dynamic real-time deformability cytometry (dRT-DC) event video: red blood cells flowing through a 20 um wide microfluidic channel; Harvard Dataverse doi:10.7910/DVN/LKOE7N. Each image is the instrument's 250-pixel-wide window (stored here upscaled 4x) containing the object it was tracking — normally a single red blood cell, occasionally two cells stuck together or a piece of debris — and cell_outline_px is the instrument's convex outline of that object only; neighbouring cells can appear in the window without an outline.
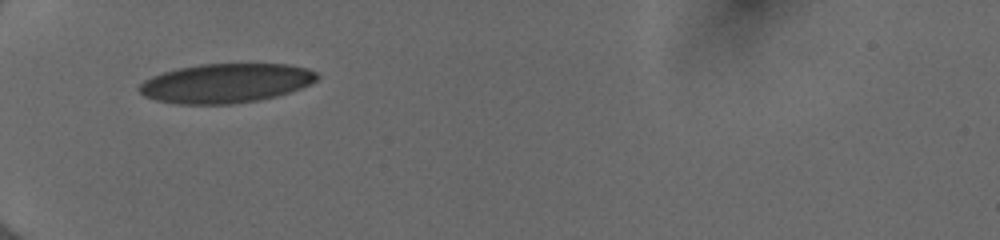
{"species": "human", "species_latin": "Homo sapiens", "temperature_condition": "cold", "stored_images_in_passage": 34, "camera_frame_rate_fps": 3000, "um_per_image_px": 0.085, "donor": {"sex": "female"}, "frame": {"image": 1, "passage_image": 1, "time_ms": 0.0, "image_size_px": [1000, 240], "cell_outline_px": [[320, 76], [316, 80], [300, 88], [276, 96], [260, 100], [232, 104], [176, 104], [156, 100], [144, 96], [136, 88], [144, 80], [152, 76], [164, 72], [180, 68], [200, 64], [288, 64], [308, 68], [316, 72]], "centroid_in_image_um": [19.18, 7.07], "position_along_channel_um": 65.8, "area_um2": 40.69}}
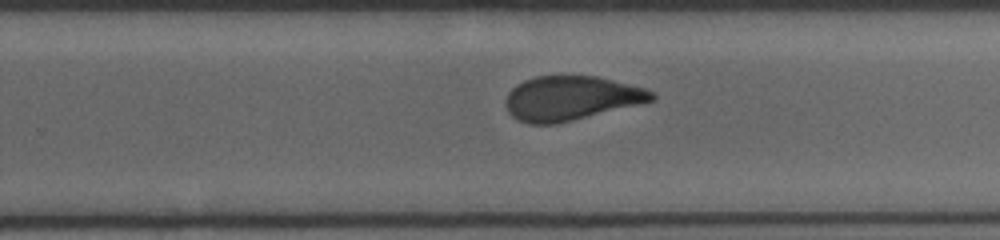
{"frame": {"image": 2, "passage_image": 18, "time_ms": 5.667, "image_size_px": [1000, 240], "cell_outline_px": [[656, 96], [652, 100], [556, 124], [528, 124], [516, 120], [508, 112], [504, 104], [504, 100], [508, 92], [516, 84], [524, 80], [536, 76], [596, 76], [644, 88], [652, 92]], "centroid_in_image_um": [48.42, 8.35], "position_along_channel_um": 281.4, "area_um2": 37.34}}
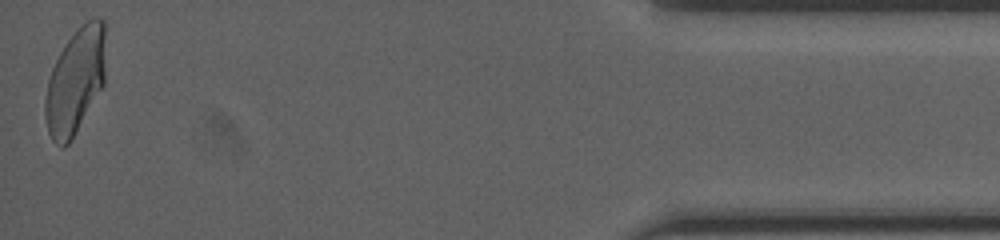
{"frame": {"image": 3, "passage_image": 34, "time_ms": 11.0, "image_size_px": [1000, 240], "cell_outline_px": [[104, 84], [68, 144], [64, 148], [60, 148], [52, 140], [48, 132], [44, 116], [44, 100], [48, 80], [52, 68], [60, 52], [76, 28], [92, 16], [100, 16], [104, 20]], "centroid_in_image_um": [6.38, 6.87], "position_along_channel_um": 428.8, "area_um2": 37.17}, "authors_computed_cell_mechanics": {"area_um2": 38.8416, "velocity_mm_per_s": 3.9946, "shape_relaxation_time_tau1_ms": 8.1352, "shape_relaxation_time_tau2_ms": 0.9046, "deformation_change_tau1": 0.2023, "deformation_change_tau2": 0.0601}}